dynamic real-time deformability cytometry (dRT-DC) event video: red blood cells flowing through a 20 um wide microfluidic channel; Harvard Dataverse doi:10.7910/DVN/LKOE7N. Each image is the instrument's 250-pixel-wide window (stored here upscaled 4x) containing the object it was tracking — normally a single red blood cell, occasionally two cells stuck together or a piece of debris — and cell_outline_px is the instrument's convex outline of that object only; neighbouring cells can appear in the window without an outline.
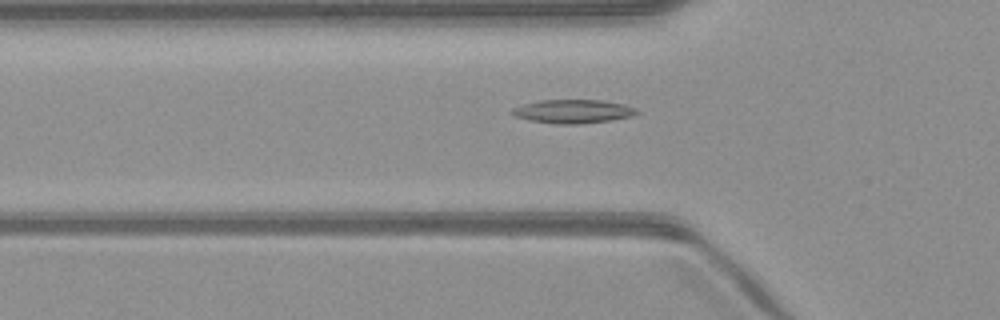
{"species": "common noctule bat (a hibernating species)", "species_latin": "Nyctalus noctula", "temperature_condition": "warm", "stored_images_in_passage": 51, "camera_frame_rate_fps": 3000, "um_per_image_px": 0.085, "animal": {"sex": "male", "body_mass_g": 23.1, "forearm_length_mm": 52.7}, "frame": {"image": 1, "passage_image": 17, "time_ms": 5.333, "image_size_px": [1000, 320], "cell_outline_px": [[640, 112], [632, 116], [612, 120], [580, 124], [556, 124], [528, 120], [516, 116], [508, 112], [512, 108], [524, 104], [540, 100], [600, 100], [624, 104], [636, 108]], "centroid_in_image_um": [48.71, 9.47], "position_along_channel_um": 77.1, "area_um2": 17.28}}
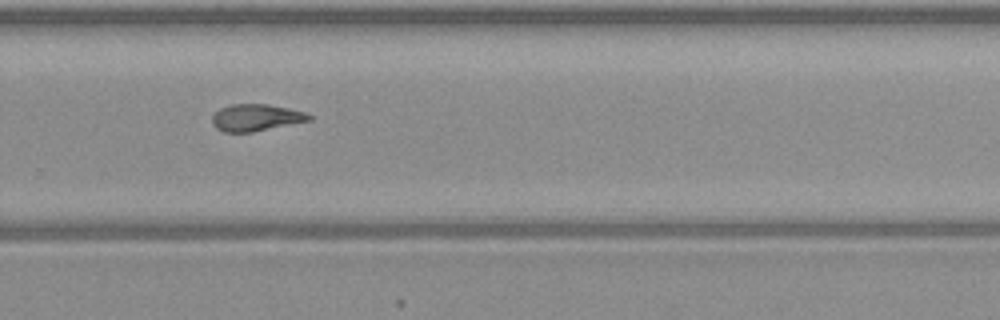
{"frame": {"image": 2, "passage_image": 34, "time_ms": 11.0, "image_size_px": [1000, 320], "cell_outline_px": [[312, 120], [252, 132], [224, 132], [216, 128], [212, 124], [212, 116], [220, 108], [232, 104], [268, 104], [288, 108], [304, 112], [312, 116]], "centroid_in_image_um": [21.75, 9.99], "position_along_channel_um": 308.1, "area_um2": 15.14}}
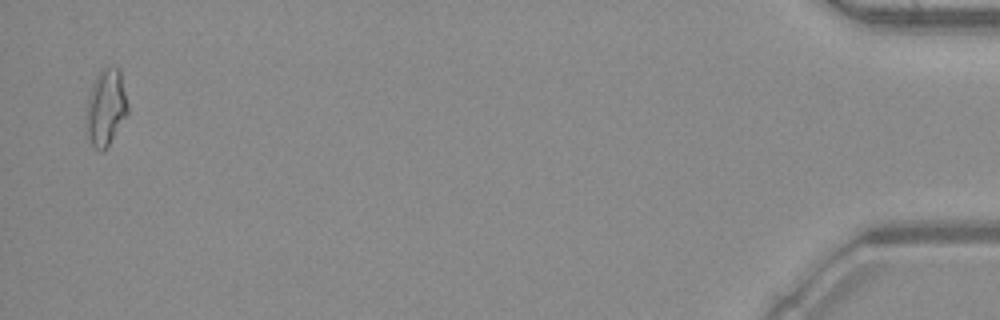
{"frame": {"image": 3, "passage_image": 50, "time_ms": 16.333, "image_size_px": [1000, 320], "cell_outline_px": [[128, 116], [108, 144], [100, 152], [92, 144], [88, 136], [88, 96], [92, 84], [96, 76], [104, 68], [120, 68], [128, 104]], "centroid_in_image_um": [9.05, 9.1], "position_along_channel_um": 426.2, "area_um2": 18.03}, "authors_computed_cell_mechanics": {"area_um2": 15.9528, "velocity_mm_per_s": 4.0693, "shape_relaxation_time_tau1_ms": null, "shape_relaxation_time_tau2_ms": 4.049, "deformation_change_tau1": null, "deformation_change_tau2": 0.1276}}